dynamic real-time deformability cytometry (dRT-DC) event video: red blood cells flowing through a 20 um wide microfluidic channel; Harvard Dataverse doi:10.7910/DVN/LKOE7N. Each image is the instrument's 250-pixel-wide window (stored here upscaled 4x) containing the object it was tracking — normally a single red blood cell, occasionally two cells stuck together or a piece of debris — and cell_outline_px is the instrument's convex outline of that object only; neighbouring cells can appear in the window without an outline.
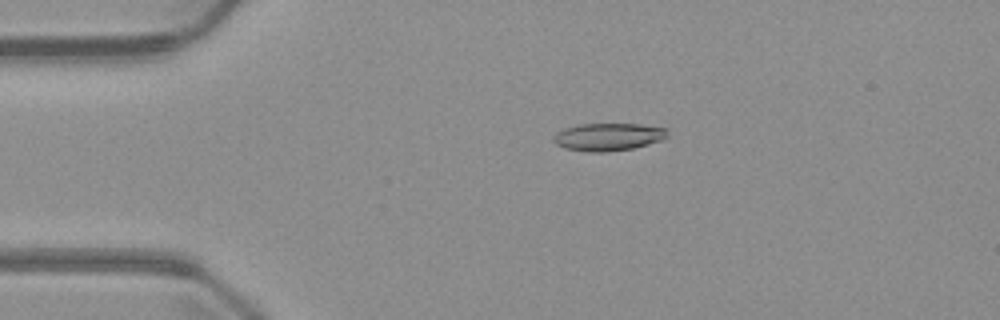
{"species": "common noctule bat (a hibernating species)", "species_latin": "Nyctalus noctula", "temperature_condition": "warm", "stored_images_in_passage": 4, "camera_frame_rate_fps": 3000, "um_per_image_px": 0.085, "animal": {"sex": "male", "body_mass_g": 23.1, "forearm_length_mm": 52.7}, "frame": {"image": 1, "passage_image": 3, "time_ms": 3.333, "image_size_px": [1000, 320], "cell_outline_px": [[668, 136], [664, 140], [632, 148], [608, 152], [588, 152], [564, 148], [556, 144], [552, 140], [552, 136], [556, 132], [564, 128], [580, 124], [640, 124], [668, 128]], "centroid_in_image_um": [51.7, 11.63], "position_along_channel_um": 33.3, "area_um2": 18.61}}